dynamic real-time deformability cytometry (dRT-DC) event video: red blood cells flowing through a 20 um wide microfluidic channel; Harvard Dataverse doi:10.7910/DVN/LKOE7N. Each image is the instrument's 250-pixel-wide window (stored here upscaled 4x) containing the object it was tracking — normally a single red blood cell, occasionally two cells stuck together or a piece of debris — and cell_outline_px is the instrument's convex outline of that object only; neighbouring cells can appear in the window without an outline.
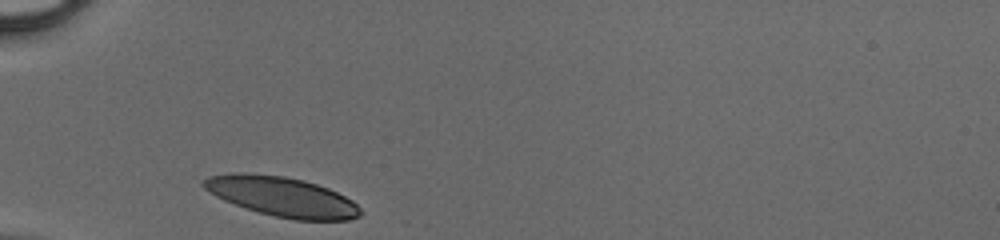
{"species": "human", "species_latin": "Homo sapiens", "temperature_condition": "cold", "stored_images_in_passage": 25, "camera_frame_rate_fps": 3000, "um_per_image_px": 0.085, "donor": {"sex": "male"}, "frame": {"image": 1, "passage_image": 1, "time_ms": 0.0, "image_size_px": [1000, 240], "cell_outline_px": [[360, 216], [348, 220], [292, 220], [244, 208], [224, 200], [216, 196], [204, 188], [200, 184], [208, 176], [232, 172], [244, 172], [284, 176], [304, 180], [328, 188], [352, 200], [360, 208]], "centroid_in_image_um": [23.94, 16.7], "position_along_channel_um": 61.1, "area_um2": 36.24}}
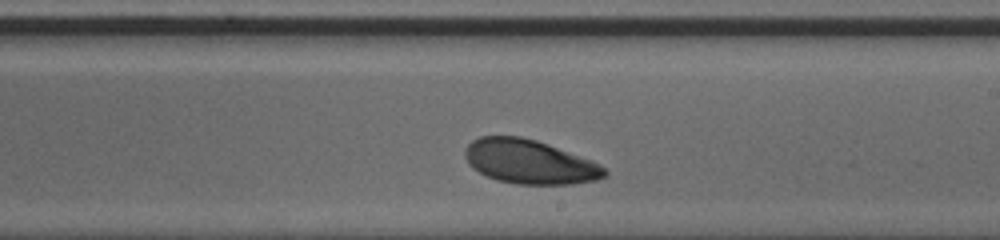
{"frame": {"image": 2, "passage_image": 15, "time_ms": 4.667, "image_size_px": [1000, 240], "cell_outline_px": [[608, 176], [596, 180], [572, 184], [516, 184], [496, 180], [472, 168], [468, 164], [464, 156], [464, 152], [468, 144], [472, 140], [480, 136], [520, 136], [536, 140], [548, 144], [592, 160], [600, 164], [608, 172]], "centroid_in_image_um": [45.01, 13.75], "position_along_channel_um": 244.0, "area_um2": 36.01}}
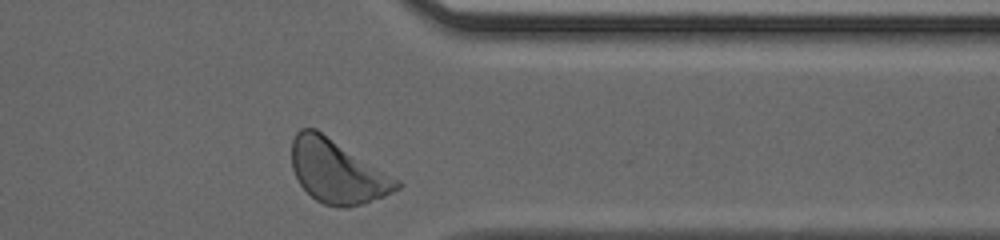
{"frame": {"image": 3, "passage_image": 25, "time_ms": 8.0, "image_size_px": [1000, 240], "cell_outline_px": [[404, 184], [400, 188], [384, 196], [364, 204], [348, 208], [340, 208], [324, 204], [316, 200], [300, 184], [292, 168], [292, 140], [296, 132], [300, 128], [316, 128], [400, 180]], "centroid_in_image_um": [28.68, 14.58], "position_along_channel_um": 382.7, "area_um2": 38.96}}